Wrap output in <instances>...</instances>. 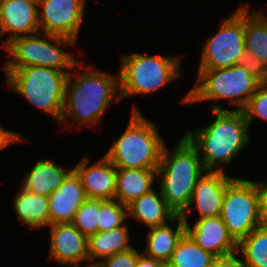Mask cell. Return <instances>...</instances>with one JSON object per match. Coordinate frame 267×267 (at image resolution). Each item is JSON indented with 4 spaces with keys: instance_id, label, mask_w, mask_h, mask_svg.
Returning a JSON list of instances; mask_svg holds the SVG:
<instances>
[{
    "instance_id": "18",
    "label": "cell",
    "mask_w": 267,
    "mask_h": 267,
    "mask_svg": "<svg viewBox=\"0 0 267 267\" xmlns=\"http://www.w3.org/2000/svg\"><path fill=\"white\" fill-rule=\"evenodd\" d=\"M128 216L143 222L147 227H156L166 224V220L174 222L176 212L168 205L159 191V195L152 189L135 199L128 206Z\"/></svg>"
},
{
    "instance_id": "17",
    "label": "cell",
    "mask_w": 267,
    "mask_h": 267,
    "mask_svg": "<svg viewBox=\"0 0 267 267\" xmlns=\"http://www.w3.org/2000/svg\"><path fill=\"white\" fill-rule=\"evenodd\" d=\"M83 159L73 170L79 176L87 198L113 200L116 191V167L105 157L92 166Z\"/></svg>"
},
{
    "instance_id": "5",
    "label": "cell",
    "mask_w": 267,
    "mask_h": 267,
    "mask_svg": "<svg viewBox=\"0 0 267 267\" xmlns=\"http://www.w3.org/2000/svg\"><path fill=\"white\" fill-rule=\"evenodd\" d=\"M4 70L9 88L60 122L65 101L67 76L72 70L59 71L54 68L38 66Z\"/></svg>"
},
{
    "instance_id": "19",
    "label": "cell",
    "mask_w": 267,
    "mask_h": 267,
    "mask_svg": "<svg viewBox=\"0 0 267 267\" xmlns=\"http://www.w3.org/2000/svg\"><path fill=\"white\" fill-rule=\"evenodd\" d=\"M157 169L116 168L115 199L128 206L150 192Z\"/></svg>"
},
{
    "instance_id": "12",
    "label": "cell",
    "mask_w": 267,
    "mask_h": 267,
    "mask_svg": "<svg viewBox=\"0 0 267 267\" xmlns=\"http://www.w3.org/2000/svg\"><path fill=\"white\" fill-rule=\"evenodd\" d=\"M38 7V0H0V36L12 32L2 47L14 38L40 32Z\"/></svg>"
},
{
    "instance_id": "25",
    "label": "cell",
    "mask_w": 267,
    "mask_h": 267,
    "mask_svg": "<svg viewBox=\"0 0 267 267\" xmlns=\"http://www.w3.org/2000/svg\"><path fill=\"white\" fill-rule=\"evenodd\" d=\"M216 257L198 246L185 232L177 242L167 267H210Z\"/></svg>"
},
{
    "instance_id": "11",
    "label": "cell",
    "mask_w": 267,
    "mask_h": 267,
    "mask_svg": "<svg viewBox=\"0 0 267 267\" xmlns=\"http://www.w3.org/2000/svg\"><path fill=\"white\" fill-rule=\"evenodd\" d=\"M84 5L85 0H38V6H42V11H38L40 32L76 41L84 18Z\"/></svg>"
},
{
    "instance_id": "27",
    "label": "cell",
    "mask_w": 267,
    "mask_h": 267,
    "mask_svg": "<svg viewBox=\"0 0 267 267\" xmlns=\"http://www.w3.org/2000/svg\"><path fill=\"white\" fill-rule=\"evenodd\" d=\"M105 201L106 199L87 198L71 223L87 237L97 233L99 209Z\"/></svg>"
},
{
    "instance_id": "8",
    "label": "cell",
    "mask_w": 267,
    "mask_h": 267,
    "mask_svg": "<svg viewBox=\"0 0 267 267\" xmlns=\"http://www.w3.org/2000/svg\"><path fill=\"white\" fill-rule=\"evenodd\" d=\"M40 33L42 32H37L36 35L17 37L9 41L5 48L13 59L6 63L4 69L38 66L64 71L66 68L73 69L77 66L82 68V65L69 52L67 53L56 46L57 44H64L74 48L75 40L51 34H45L46 38L44 39L39 36Z\"/></svg>"
},
{
    "instance_id": "16",
    "label": "cell",
    "mask_w": 267,
    "mask_h": 267,
    "mask_svg": "<svg viewBox=\"0 0 267 267\" xmlns=\"http://www.w3.org/2000/svg\"><path fill=\"white\" fill-rule=\"evenodd\" d=\"M86 199L81 180L72 170L62 184L48 196L49 225L71 223Z\"/></svg>"
},
{
    "instance_id": "13",
    "label": "cell",
    "mask_w": 267,
    "mask_h": 267,
    "mask_svg": "<svg viewBox=\"0 0 267 267\" xmlns=\"http://www.w3.org/2000/svg\"><path fill=\"white\" fill-rule=\"evenodd\" d=\"M195 184L189 207L181 214L188 221L187 210L196 204L199 219L220 216L227 185L235 178L223 171H205Z\"/></svg>"
},
{
    "instance_id": "9",
    "label": "cell",
    "mask_w": 267,
    "mask_h": 267,
    "mask_svg": "<svg viewBox=\"0 0 267 267\" xmlns=\"http://www.w3.org/2000/svg\"><path fill=\"white\" fill-rule=\"evenodd\" d=\"M220 217L237 243L262 225L254 181L234 178L227 185Z\"/></svg>"
},
{
    "instance_id": "21",
    "label": "cell",
    "mask_w": 267,
    "mask_h": 267,
    "mask_svg": "<svg viewBox=\"0 0 267 267\" xmlns=\"http://www.w3.org/2000/svg\"><path fill=\"white\" fill-rule=\"evenodd\" d=\"M65 171L61 166L48 159H42L34 164L23 181L26 191L48 197L54 192L72 171Z\"/></svg>"
},
{
    "instance_id": "31",
    "label": "cell",
    "mask_w": 267,
    "mask_h": 267,
    "mask_svg": "<svg viewBox=\"0 0 267 267\" xmlns=\"http://www.w3.org/2000/svg\"><path fill=\"white\" fill-rule=\"evenodd\" d=\"M239 65L245 67L261 83H267V64L256 58L249 51L246 50L243 53Z\"/></svg>"
},
{
    "instance_id": "24",
    "label": "cell",
    "mask_w": 267,
    "mask_h": 267,
    "mask_svg": "<svg viewBox=\"0 0 267 267\" xmlns=\"http://www.w3.org/2000/svg\"><path fill=\"white\" fill-rule=\"evenodd\" d=\"M248 9L244 6L246 50L267 64V18L262 13H248Z\"/></svg>"
},
{
    "instance_id": "20",
    "label": "cell",
    "mask_w": 267,
    "mask_h": 267,
    "mask_svg": "<svg viewBox=\"0 0 267 267\" xmlns=\"http://www.w3.org/2000/svg\"><path fill=\"white\" fill-rule=\"evenodd\" d=\"M174 221H178L174 231L167 223L149 228L146 251H143L146 256L160 260L165 265L170 261L177 242L185 233L186 226L181 215H177Z\"/></svg>"
},
{
    "instance_id": "15",
    "label": "cell",
    "mask_w": 267,
    "mask_h": 267,
    "mask_svg": "<svg viewBox=\"0 0 267 267\" xmlns=\"http://www.w3.org/2000/svg\"><path fill=\"white\" fill-rule=\"evenodd\" d=\"M185 222V232L205 251L215 257L237 253V242L229 234L220 216L198 219L193 228Z\"/></svg>"
},
{
    "instance_id": "10",
    "label": "cell",
    "mask_w": 267,
    "mask_h": 267,
    "mask_svg": "<svg viewBox=\"0 0 267 267\" xmlns=\"http://www.w3.org/2000/svg\"><path fill=\"white\" fill-rule=\"evenodd\" d=\"M218 32L203 46L199 70L227 68L239 64L246 51L244 6L222 20Z\"/></svg>"
},
{
    "instance_id": "4",
    "label": "cell",
    "mask_w": 267,
    "mask_h": 267,
    "mask_svg": "<svg viewBox=\"0 0 267 267\" xmlns=\"http://www.w3.org/2000/svg\"><path fill=\"white\" fill-rule=\"evenodd\" d=\"M134 107L126 130L104 156L116 168L157 169L165 143L155 124Z\"/></svg>"
},
{
    "instance_id": "30",
    "label": "cell",
    "mask_w": 267,
    "mask_h": 267,
    "mask_svg": "<svg viewBox=\"0 0 267 267\" xmlns=\"http://www.w3.org/2000/svg\"><path fill=\"white\" fill-rule=\"evenodd\" d=\"M137 256L138 251L133 247L95 262V267H136Z\"/></svg>"
},
{
    "instance_id": "26",
    "label": "cell",
    "mask_w": 267,
    "mask_h": 267,
    "mask_svg": "<svg viewBox=\"0 0 267 267\" xmlns=\"http://www.w3.org/2000/svg\"><path fill=\"white\" fill-rule=\"evenodd\" d=\"M246 267H267V225L255 228L237 243Z\"/></svg>"
},
{
    "instance_id": "1",
    "label": "cell",
    "mask_w": 267,
    "mask_h": 267,
    "mask_svg": "<svg viewBox=\"0 0 267 267\" xmlns=\"http://www.w3.org/2000/svg\"><path fill=\"white\" fill-rule=\"evenodd\" d=\"M216 119L206 127L187 132L185 135L202 152V163L206 171H224L219 164H226L241 152L250 141L248 121L243 111L227 110L212 106ZM216 168L213 170V168Z\"/></svg>"
},
{
    "instance_id": "7",
    "label": "cell",
    "mask_w": 267,
    "mask_h": 267,
    "mask_svg": "<svg viewBox=\"0 0 267 267\" xmlns=\"http://www.w3.org/2000/svg\"><path fill=\"white\" fill-rule=\"evenodd\" d=\"M177 57L124 55L120 68V98L152 94L181 75Z\"/></svg>"
},
{
    "instance_id": "14",
    "label": "cell",
    "mask_w": 267,
    "mask_h": 267,
    "mask_svg": "<svg viewBox=\"0 0 267 267\" xmlns=\"http://www.w3.org/2000/svg\"><path fill=\"white\" fill-rule=\"evenodd\" d=\"M50 258L61 264H73L78 267L81 262L89 261L85 236L72 223L50 224Z\"/></svg>"
},
{
    "instance_id": "2",
    "label": "cell",
    "mask_w": 267,
    "mask_h": 267,
    "mask_svg": "<svg viewBox=\"0 0 267 267\" xmlns=\"http://www.w3.org/2000/svg\"><path fill=\"white\" fill-rule=\"evenodd\" d=\"M87 68L75 77L74 82L71 81L73 69L67 76L60 120L62 123L66 122V116H69L72 123L75 121L79 125H96L106 108L108 109L117 90V98L121 100L119 77L108 75L106 72H95L92 66Z\"/></svg>"
},
{
    "instance_id": "3",
    "label": "cell",
    "mask_w": 267,
    "mask_h": 267,
    "mask_svg": "<svg viewBox=\"0 0 267 267\" xmlns=\"http://www.w3.org/2000/svg\"><path fill=\"white\" fill-rule=\"evenodd\" d=\"M176 145L172 153L164 145L157 175L162 177L163 198L177 215H181L189 207L195 184L206 170L200 152L186 135Z\"/></svg>"
},
{
    "instance_id": "33",
    "label": "cell",
    "mask_w": 267,
    "mask_h": 267,
    "mask_svg": "<svg viewBox=\"0 0 267 267\" xmlns=\"http://www.w3.org/2000/svg\"><path fill=\"white\" fill-rule=\"evenodd\" d=\"M210 267H246L242 260L236 258V253L223 256L216 257L214 261L211 263Z\"/></svg>"
},
{
    "instance_id": "29",
    "label": "cell",
    "mask_w": 267,
    "mask_h": 267,
    "mask_svg": "<svg viewBox=\"0 0 267 267\" xmlns=\"http://www.w3.org/2000/svg\"><path fill=\"white\" fill-rule=\"evenodd\" d=\"M242 111L249 125L255 117L267 121V83L258 87Z\"/></svg>"
},
{
    "instance_id": "6",
    "label": "cell",
    "mask_w": 267,
    "mask_h": 267,
    "mask_svg": "<svg viewBox=\"0 0 267 267\" xmlns=\"http://www.w3.org/2000/svg\"><path fill=\"white\" fill-rule=\"evenodd\" d=\"M197 84L183 98L184 103L228 99L242 111L262 84L239 64L227 68L199 70Z\"/></svg>"
},
{
    "instance_id": "22",
    "label": "cell",
    "mask_w": 267,
    "mask_h": 267,
    "mask_svg": "<svg viewBox=\"0 0 267 267\" xmlns=\"http://www.w3.org/2000/svg\"><path fill=\"white\" fill-rule=\"evenodd\" d=\"M129 231L127 225L111 229L109 231L97 232L88 236V257L91 261L90 267H95V259H105L116 253L133 248L129 244Z\"/></svg>"
},
{
    "instance_id": "28",
    "label": "cell",
    "mask_w": 267,
    "mask_h": 267,
    "mask_svg": "<svg viewBox=\"0 0 267 267\" xmlns=\"http://www.w3.org/2000/svg\"><path fill=\"white\" fill-rule=\"evenodd\" d=\"M128 208L116 199L106 200L99 209L97 232L109 231L125 224Z\"/></svg>"
},
{
    "instance_id": "34",
    "label": "cell",
    "mask_w": 267,
    "mask_h": 267,
    "mask_svg": "<svg viewBox=\"0 0 267 267\" xmlns=\"http://www.w3.org/2000/svg\"><path fill=\"white\" fill-rule=\"evenodd\" d=\"M23 140L25 139H23L19 134L8 131L0 126V151L13 143H17L19 141L21 142Z\"/></svg>"
},
{
    "instance_id": "35",
    "label": "cell",
    "mask_w": 267,
    "mask_h": 267,
    "mask_svg": "<svg viewBox=\"0 0 267 267\" xmlns=\"http://www.w3.org/2000/svg\"><path fill=\"white\" fill-rule=\"evenodd\" d=\"M160 260L146 256L143 252L138 253L136 267H165Z\"/></svg>"
},
{
    "instance_id": "32",
    "label": "cell",
    "mask_w": 267,
    "mask_h": 267,
    "mask_svg": "<svg viewBox=\"0 0 267 267\" xmlns=\"http://www.w3.org/2000/svg\"><path fill=\"white\" fill-rule=\"evenodd\" d=\"M258 198H259V210L263 225H267V183L254 182Z\"/></svg>"
},
{
    "instance_id": "23",
    "label": "cell",
    "mask_w": 267,
    "mask_h": 267,
    "mask_svg": "<svg viewBox=\"0 0 267 267\" xmlns=\"http://www.w3.org/2000/svg\"><path fill=\"white\" fill-rule=\"evenodd\" d=\"M13 206L19 219L31 228L49 225L48 197L28 192L21 187Z\"/></svg>"
}]
</instances>
